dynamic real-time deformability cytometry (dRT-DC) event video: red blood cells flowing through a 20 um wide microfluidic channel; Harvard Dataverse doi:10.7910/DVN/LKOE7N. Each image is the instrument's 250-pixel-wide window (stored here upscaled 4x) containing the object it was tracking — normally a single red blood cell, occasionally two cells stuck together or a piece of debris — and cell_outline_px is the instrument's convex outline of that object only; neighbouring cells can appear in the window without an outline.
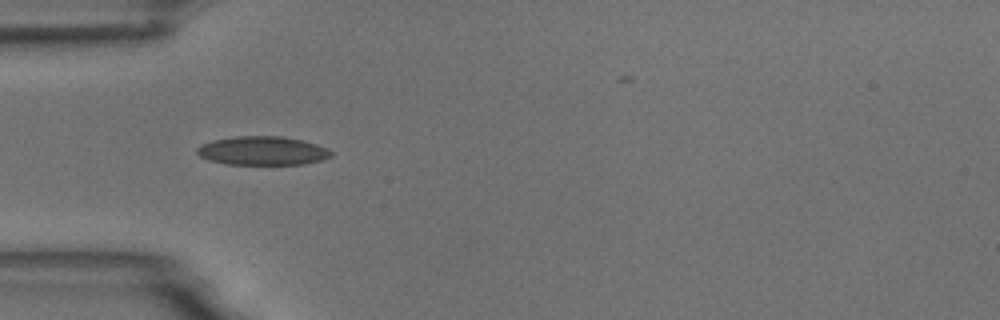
{"species": "common noctule bat (a hibernating species)", "species_latin": "Nyctalus noctula", "temperature_condition": "room temperature", "stored_images_in_passage": 31, "camera_frame_rate_fps": 3000, "um_per_image_px": 0.085, "animal": {"sex": "male", "body_mass_g": 18.8}, "frame": {"image": 1, "passage_image": 1, "time_ms": 0.0, "image_size_px": [1000, 320], "cell_outline_px": [[332, 156], [324, 160], [304, 164], [224, 164], [208, 160], [200, 156], [196, 152], [196, 148], [212, 140], [236, 136], [280, 136], [304, 140], [328, 148], [332, 152]], "centroid_in_image_um": [22.34, 12.81], "position_along_channel_um": 62.7, "area_um2": 22.6}}
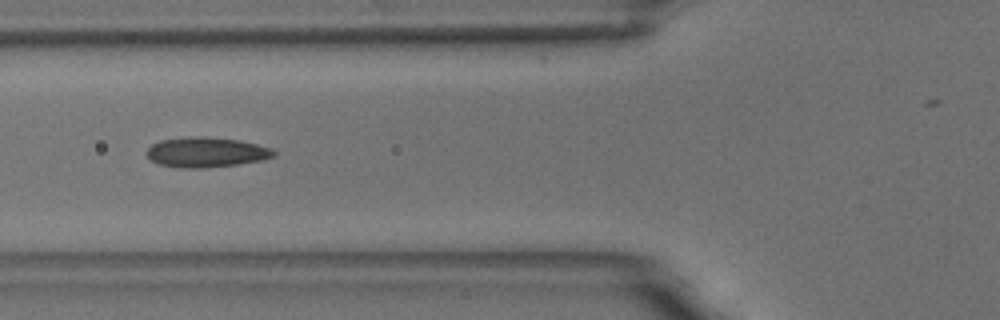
{"frame": {"image": 2, "passage_image": 5, "time_ms": 1.333, "image_size_px": [1000, 320], "cell_outline_px": [[276, 156], [264, 160], [236, 164], [204, 168], [180, 168], [160, 164], [152, 160], [144, 152], [152, 144], [160, 140], [188, 136], [204, 136], [240, 140], [272, 148], [276, 152]], "centroid_in_image_um": [17.54, 12.93], "position_along_channel_um": 108.3, "area_um2": 22.43}}